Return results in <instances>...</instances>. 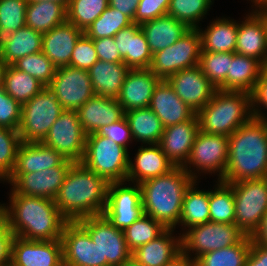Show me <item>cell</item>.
I'll return each mask as SVG.
<instances>
[{"label": "cell", "instance_id": "1f68e13d", "mask_svg": "<svg viewBox=\"0 0 267 266\" xmlns=\"http://www.w3.org/2000/svg\"><path fill=\"white\" fill-rule=\"evenodd\" d=\"M128 70L124 63L98 60L88 70L95 95L117 99Z\"/></svg>", "mask_w": 267, "mask_h": 266}, {"label": "cell", "instance_id": "bcb514c9", "mask_svg": "<svg viewBox=\"0 0 267 266\" xmlns=\"http://www.w3.org/2000/svg\"><path fill=\"white\" fill-rule=\"evenodd\" d=\"M213 0H170L167 15L186 23L190 28H198V23L206 15Z\"/></svg>", "mask_w": 267, "mask_h": 266}, {"label": "cell", "instance_id": "d4e9b609", "mask_svg": "<svg viewBox=\"0 0 267 266\" xmlns=\"http://www.w3.org/2000/svg\"><path fill=\"white\" fill-rule=\"evenodd\" d=\"M72 164L73 162L64 159L58 151L42 142H21L12 173H33Z\"/></svg>", "mask_w": 267, "mask_h": 266}, {"label": "cell", "instance_id": "ee69618b", "mask_svg": "<svg viewBox=\"0 0 267 266\" xmlns=\"http://www.w3.org/2000/svg\"><path fill=\"white\" fill-rule=\"evenodd\" d=\"M165 230L160 222L144 214L123 233L129 250L133 252L143 244L156 239Z\"/></svg>", "mask_w": 267, "mask_h": 266}, {"label": "cell", "instance_id": "74e56055", "mask_svg": "<svg viewBox=\"0 0 267 266\" xmlns=\"http://www.w3.org/2000/svg\"><path fill=\"white\" fill-rule=\"evenodd\" d=\"M251 249L250 236H246L241 242L205 253L198 257L195 266H245Z\"/></svg>", "mask_w": 267, "mask_h": 266}, {"label": "cell", "instance_id": "ab89813d", "mask_svg": "<svg viewBox=\"0 0 267 266\" xmlns=\"http://www.w3.org/2000/svg\"><path fill=\"white\" fill-rule=\"evenodd\" d=\"M217 188L209 191L210 221L235 223V200L233 188L229 183L218 181Z\"/></svg>", "mask_w": 267, "mask_h": 266}, {"label": "cell", "instance_id": "9a60e30c", "mask_svg": "<svg viewBox=\"0 0 267 266\" xmlns=\"http://www.w3.org/2000/svg\"><path fill=\"white\" fill-rule=\"evenodd\" d=\"M123 184L124 182L109 184L107 203L103 211L106 219L122 231L144 215L140 185L122 187Z\"/></svg>", "mask_w": 267, "mask_h": 266}, {"label": "cell", "instance_id": "cb8c5ba5", "mask_svg": "<svg viewBox=\"0 0 267 266\" xmlns=\"http://www.w3.org/2000/svg\"><path fill=\"white\" fill-rule=\"evenodd\" d=\"M149 108L161 120L164 128L186 122L196 114L177 96L166 80H161L155 87Z\"/></svg>", "mask_w": 267, "mask_h": 266}, {"label": "cell", "instance_id": "8fae6325", "mask_svg": "<svg viewBox=\"0 0 267 266\" xmlns=\"http://www.w3.org/2000/svg\"><path fill=\"white\" fill-rule=\"evenodd\" d=\"M101 251V266H121L132 257L124 233L114 227L106 217L95 215L78 219Z\"/></svg>", "mask_w": 267, "mask_h": 266}, {"label": "cell", "instance_id": "5bb4252c", "mask_svg": "<svg viewBox=\"0 0 267 266\" xmlns=\"http://www.w3.org/2000/svg\"><path fill=\"white\" fill-rule=\"evenodd\" d=\"M64 110H77L95 95L87 70L71 66L57 68L47 87Z\"/></svg>", "mask_w": 267, "mask_h": 266}, {"label": "cell", "instance_id": "603a6c76", "mask_svg": "<svg viewBox=\"0 0 267 266\" xmlns=\"http://www.w3.org/2000/svg\"><path fill=\"white\" fill-rule=\"evenodd\" d=\"M86 135L96 133L102 126L122 119L125 111L114 98L94 95L76 110Z\"/></svg>", "mask_w": 267, "mask_h": 266}, {"label": "cell", "instance_id": "6f0895ef", "mask_svg": "<svg viewBox=\"0 0 267 266\" xmlns=\"http://www.w3.org/2000/svg\"><path fill=\"white\" fill-rule=\"evenodd\" d=\"M140 0H109V6L119 10L134 23V16Z\"/></svg>", "mask_w": 267, "mask_h": 266}, {"label": "cell", "instance_id": "ac0fdd59", "mask_svg": "<svg viewBox=\"0 0 267 266\" xmlns=\"http://www.w3.org/2000/svg\"><path fill=\"white\" fill-rule=\"evenodd\" d=\"M166 81L196 114L211 100L217 90L198 65L180 70L169 76Z\"/></svg>", "mask_w": 267, "mask_h": 266}, {"label": "cell", "instance_id": "30bf717a", "mask_svg": "<svg viewBox=\"0 0 267 266\" xmlns=\"http://www.w3.org/2000/svg\"><path fill=\"white\" fill-rule=\"evenodd\" d=\"M229 184L235 200V224L250 236L267 212V177Z\"/></svg>", "mask_w": 267, "mask_h": 266}, {"label": "cell", "instance_id": "836d02e7", "mask_svg": "<svg viewBox=\"0 0 267 266\" xmlns=\"http://www.w3.org/2000/svg\"><path fill=\"white\" fill-rule=\"evenodd\" d=\"M211 23L205 31L198 27L201 36V51L235 52L238 22L223 18Z\"/></svg>", "mask_w": 267, "mask_h": 266}, {"label": "cell", "instance_id": "f907efd6", "mask_svg": "<svg viewBox=\"0 0 267 266\" xmlns=\"http://www.w3.org/2000/svg\"><path fill=\"white\" fill-rule=\"evenodd\" d=\"M22 105L0 87V127L18 130L21 123Z\"/></svg>", "mask_w": 267, "mask_h": 266}, {"label": "cell", "instance_id": "ffe728a7", "mask_svg": "<svg viewBox=\"0 0 267 266\" xmlns=\"http://www.w3.org/2000/svg\"><path fill=\"white\" fill-rule=\"evenodd\" d=\"M238 24L235 53L253 57L267 66V10H257Z\"/></svg>", "mask_w": 267, "mask_h": 266}, {"label": "cell", "instance_id": "5b68a950", "mask_svg": "<svg viewBox=\"0 0 267 266\" xmlns=\"http://www.w3.org/2000/svg\"><path fill=\"white\" fill-rule=\"evenodd\" d=\"M197 117L200 131L230 136L253 118L251 95L244 91L217 89Z\"/></svg>", "mask_w": 267, "mask_h": 266}, {"label": "cell", "instance_id": "6125c7cd", "mask_svg": "<svg viewBox=\"0 0 267 266\" xmlns=\"http://www.w3.org/2000/svg\"><path fill=\"white\" fill-rule=\"evenodd\" d=\"M164 266H195L194 260L182 252Z\"/></svg>", "mask_w": 267, "mask_h": 266}, {"label": "cell", "instance_id": "f1b7e54d", "mask_svg": "<svg viewBox=\"0 0 267 266\" xmlns=\"http://www.w3.org/2000/svg\"><path fill=\"white\" fill-rule=\"evenodd\" d=\"M172 232L173 229H166L156 239L133 251L132 257L143 266L166 265L181 253V236L171 237Z\"/></svg>", "mask_w": 267, "mask_h": 266}, {"label": "cell", "instance_id": "d6986e66", "mask_svg": "<svg viewBox=\"0 0 267 266\" xmlns=\"http://www.w3.org/2000/svg\"><path fill=\"white\" fill-rule=\"evenodd\" d=\"M62 263L61 239L35 241L13 237L10 266H60Z\"/></svg>", "mask_w": 267, "mask_h": 266}, {"label": "cell", "instance_id": "94428289", "mask_svg": "<svg viewBox=\"0 0 267 266\" xmlns=\"http://www.w3.org/2000/svg\"><path fill=\"white\" fill-rule=\"evenodd\" d=\"M11 243L12 239H0V266L11 264Z\"/></svg>", "mask_w": 267, "mask_h": 266}, {"label": "cell", "instance_id": "7bdbcfd3", "mask_svg": "<svg viewBox=\"0 0 267 266\" xmlns=\"http://www.w3.org/2000/svg\"><path fill=\"white\" fill-rule=\"evenodd\" d=\"M132 23L133 22L119 10L108 6L84 33L92 40L114 37L122 28H126Z\"/></svg>", "mask_w": 267, "mask_h": 266}, {"label": "cell", "instance_id": "4316f807", "mask_svg": "<svg viewBox=\"0 0 267 266\" xmlns=\"http://www.w3.org/2000/svg\"><path fill=\"white\" fill-rule=\"evenodd\" d=\"M83 33L66 21L43 34L42 52L57 68L69 66L75 44Z\"/></svg>", "mask_w": 267, "mask_h": 266}, {"label": "cell", "instance_id": "4dcf8cb0", "mask_svg": "<svg viewBox=\"0 0 267 266\" xmlns=\"http://www.w3.org/2000/svg\"><path fill=\"white\" fill-rule=\"evenodd\" d=\"M42 37L43 34L25 25L0 38V58L7 65H12L26 55L38 53L42 51Z\"/></svg>", "mask_w": 267, "mask_h": 266}, {"label": "cell", "instance_id": "7a4b0ae2", "mask_svg": "<svg viewBox=\"0 0 267 266\" xmlns=\"http://www.w3.org/2000/svg\"><path fill=\"white\" fill-rule=\"evenodd\" d=\"M11 192V204L5 207L9 230L14 236L35 241L61 239L68 220L60 213L54 200Z\"/></svg>", "mask_w": 267, "mask_h": 266}, {"label": "cell", "instance_id": "c3c4849f", "mask_svg": "<svg viewBox=\"0 0 267 266\" xmlns=\"http://www.w3.org/2000/svg\"><path fill=\"white\" fill-rule=\"evenodd\" d=\"M20 144L18 130L0 127V179L7 181L13 172Z\"/></svg>", "mask_w": 267, "mask_h": 266}, {"label": "cell", "instance_id": "277c9868", "mask_svg": "<svg viewBox=\"0 0 267 266\" xmlns=\"http://www.w3.org/2000/svg\"><path fill=\"white\" fill-rule=\"evenodd\" d=\"M193 181L183 167H174L167 174L141 182L144 214L166 229H174L179 224L185 191Z\"/></svg>", "mask_w": 267, "mask_h": 266}, {"label": "cell", "instance_id": "4fadbf2b", "mask_svg": "<svg viewBox=\"0 0 267 266\" xmlns=\"http://www.w3.org/2000/svg\"><path fill=\"white\" fill-rule=\"evenodd\" d=\"M229 136L208 134L199 131L193 143L190 156L183 166V169L194 180L195 173L187 166H193L203 172H219L218 180H222L228 163ZM189 169V170H188Z\"/></svg>", "mask_w": 267, "mask_h": 266}, {"label": "cell", "instance_id": "6da1fadb", "mask_svg": "<svg viewBox=\"0 0 267 266\" xmlns=\"http://www.w3.org/2000/svg\"><path fill=\"white\" fill-rule=\"evenodd\" d=\"M267 177V120L252 118L229 136L228 163L221 181Z\"/></svg>", "mask_w": 267, "mask_h": 266}, {"label": "cell", "instance_id": "7402d4cb", "mask_svg": "<svg viewBox=\"0 0 267 266\" xmlns=\"http://www.w3.org/2000/svg\"><path fill=\"white\" fill-rule=\"evenodd\" d=\"M160 81L149 68L129 69L117 101L125 112L148 108L154 89Z\"/></svg>", "mask_w": 267, "mask_h": 266}, {"label": "cell", "instance_id": "b9f144b4", "mask_svg": "<svg viewBox=\"0 0 267 266\" xmlns=\"http://www.w3.org/2000/svg\"><path fill=\"white\" fill-rule=\"evenodd\" d=\"M108 6L109 0H70L67 21L84 32Z\"/></svg>", "mask_w": 267, "mask_h": 266}, {"label": "cell", "instance_id": "e575fe53", "mask_svg": "<svg viewBox=\"0 0 267 266\" xmlns=\"http://www.w3.org/2000/svg\"><path fill=\"white\" fill-rule=\"evenodd\" d=\"M67 21V7L54 1L28 2L26 26L44 34Z\"/></svg>", "mask_w": 267, "mask_h": 266}, {"label": "cell", "instance_id": "680465c9", "mask_svg": "<svg viewBox=\"0 0 267 266\" xmlns=\"http://www.w3.org/2000/svg\"><path fill=\"white\" fill-rule=\"evenodd\" d=\"M251 242L267 247V212L262 216L258 227L250 235Z\"/></svg>", "mask_w": 267, "mask_h": 266}, {"label": "cell", "instance_id": "f35d334b", "mask_svg": "<svg viewBox=\"0 0 267 266\" xmlns=\"http://www.w3.org/2000/svg\"><path fill=\"white\" fill-rule=\"evenodd\" d=\"M3 88L9 96L22 105L45 87L28 73L7 65Z\"/></svg>", "mask_w": 267, "mask_h": 266}, {"label": "cell", "instance_id": "d590c367", "mask_svg": "<svg viewBox=\"0 0 267 266\" xmlns=\"http://www.w3.org/2000/svg\"><path fill=\"white\" fill-rule=\"evenodd\" d=\"M133 139L143 144H159L164 127L161 120L148 107L125 112Z\"/></svg>", "mask_w": 267, "mask_h": 266}, {"label": "cell", "instance_id": "f6af8a7d", "mask_svg": "<svg viewBox=\"0 0 267 266\" xmlns=\"http://www.w3.org/2000/svg\"><path fill=\"white\" fill-rule=\"evenodd\" d=\"M12 66L33 76L44 87L49 86L57 70V67L42 51L26 55Z\"/></svg>", "mask_w": 267, "mask_h": 266}, {"label": "cell", "instance_id": "db71d44e", "mask_svg": "<svg viewBox=\"0 0 267 266\" xmlns=\"http://www.w3.org/2000/svg\"><path fill=\"white\" fill-rule=\"evenodd\" d=\"M250 95L253 117L260 120H267V116H264L265 113L262 114L260 109L255 108V106L257 107L258 104H261L267 109V67L263 69Z\"/></svg>", "mask_w": 267, "mask_h": 266}, {"label": "cell", "instance_id": "9c48e42d", "mask_svg": "<svg viewBox=\"0 0 267 266\" xmlns=\"http://www.w3.org/2000/svg\"><path fill=\"white\" fill-rule=\"evenodd\" d=\"M201 53V36L198 28H191L173 45L152 54L149 69L161 80L176 72L198 65Z\"/></svg>", "mask_w": 267, "mask_h": 266}, {"label": "cell", "instance_id": "f546056e", "mask_svg": "<svg viewBox=\"0 0 267 266\" xmlns=\"http://www.w3.org/2000/svg\"><path fill=\"white\" fill-rule=\"evenodd\" d=\"M140 27L152 54L173 45L191 29L186 23L169 15L142 23Z\"/></svg>", "mask_w": 267, "mask_h": 266}, {"label": "cell", "instance_id": "e0dca14e", "mask_svg": "<svg viewBox=\"0 0 267 266\" xmlns=\"http://www.w3.org/2000/svg\"><path fill=\"white\" fill-rule=\"evenodd\" d=\"M71 166H55L33 173H11L10 182L15 193L54 200Z\"/></svg>", "mask_w": 267, "mask_h": 266}, {"label": "cell", "instance_id": "ba28073f", "mask_svg": "<svg viewBox=\"0 0 267 266\" xmlns=\"http://www.w3.org/2000/svg\"><path fill=\"white\" fill-rule=\"evenodd\" d=\"M181 235V252L195 251V261L201 255L241 242L247 235L235 223L206 222L187 229Z\"/></svg>", "mask_w": 267, "mask_h": 266}, {"label": "cell", "instance_id": "60d3db41", "mask_svg": "<svg viewBox=\"0 0 267 266\" xmlns=\"http://www.w3.org/2000/svg\"><path fill=\"white\" fill-rule=\"evenodd\" d=\"M233 53L201 51L198 66L209 82L217 89L225 91L227 77Z\"/></svg>", "mask_w": 267, "mask_h": 266}, {"label": "cell", "instance_id": "681fc988", "mask_svg": "<svg viewBox=\"0 0 267 266\" xmlns=\"http://www.w3.org/2000/svg\"><path fill=\"white\" fill-rule=\"evenodd\" d=\"M97 61L93 40L83 33L75 44L69 66L88 71Z\"/></svg>", "mask_w": 267, "mask_h": 266}, {"label": "cell", "instance_id": "52a82bcc", "mask_svg": "<svg viewBox=\"0 0 267 266\" xmlns=\"http://www.w3.org/2000/svg\"><path fill=\"white\" fill-rule=\"evenodd\" d=\"M63 111L53 93L47 87L43 88L31 100L22 104L18 129L21 142H42Z\"/></svg>", "mask_w": 267, "mask_h": 266}, {"label": "cell", "instance_id": "816d5d0a", "mask_svg": "<svg viewBox=\"0 0 267 266\" xmlns=\"http://www.w3.org/2000/svg\"><path fill=\"white\" fill-rule=\"evenodd\" d=\"M169 2L170 0H140L134 16V23L141 25L167 15Z\"/></svg>", "mask_w": 267, "mask_h": 266}, {"label": "cell", "instance_id": "03108f58", "mask_svg": "<svg viewBox=\"0 0 267 266\" xmlns=\"http://www.w3.org/2000/svg\"><path fill=\"white\" fill-rule=\"evenodd\" d=\"M121 266H143V265L138 263L133 257H131L129 260L125 261Z\"/></svg>", "mask_w": 267, "mask_h": 266}, {"label": "cell", "instance_id": "be15d7a7", "mask_svg": "<svg viewBox=\"0 0 267 266\" xmlns=\"http://www.w3.org/2000/svg\"><path fill=\"white\" fill-rule=\"evenodd\" d=\"M7 64L0 58V87H3Z\"/></svg>", "mask_w": 267, "mask_h": 266}, {"label": "cell", "instance_id": "83f0119b", "mask_svg": "<svg viewBox=\"0 0 267 266\" xmlns=\"http://www.w3.org/2000/svg\"><path fill=\"white\" fill-rule=\"evenodd\" d=\"M134 159V164L129 160L127 181L137 184L167 174L175 167L166 158L159 144H149L145 148L141 146Z\"/></svg>", "mask_w": 267, "mask_h": 266}, {"label": "cell", "instance_id": "44dd1931", "mask_svg": "<svg viewBox=\"0 0 267 266\" xmlns=\"http://www.w3.org/2000/svg\"><path fill=\"white\" fill-rule=\"evenodd\" d=\"M199 131L197 114L186 122L164 128L159 145L173 166L185 165Z\"/></svg>", "mask_w": 267, "mask_h": 266}, {"label": "cell", "instance_id": "11a10c76", "mask_svg": "<svg viewBox=\"0 0 267 266\" xmlns=\"http://www.w3.org/2000/svg\"><path fill=\"white\" fill-rule=\"evenodd\" d=\"M98 60L110 63H123L118 47L113 37L93 40Z\"/></svg>", "mask_w": 267, "mask_h": 266}, {"label": "cell", "instance_id": "e7e4bbea", "mask_svg": "<svg viewBox=\"0 0 267 266\" xmlns=\"http://www.w3.org/2000/svg\"><path fill=\"white\" fill-rule=\"evenodd\" d=\"M252 2L255 3L254 5L257 6V8L259 7L258 10H267V0H253Z\"/></svg>", "mask_w": 267, "mask_h": 266}, {"label": "cell", "instance_id": "3957f363", "mask_svg": "<svg viewBox=\"0 0 267 266\" xmlns=\"http://www.w3.org/2000/svg\"><path fill=\"white\" fill-rule=\"evenodd\" d=\"M109 184L81 162L73 163L54 202L68 221L102 215L107 203Z\"/></svg>", "mask_w": 267, "mask_h": 266}, {"label": "cell", "instance_id": "8d00e7d4", "mask_svg": "<svg viewBox=\"0 0 267 266\" xmlns=\"http://www.w3.org/2000/svg\"><path fill=\"white\" fill-rule=\"evenodd\" d=\"M196 180L186 189L179 223L191 228L210 221L209 191L195 189Z\"/></svg>", "mask_w": 267, "mask_h": 266}, {"label": "cell", "instance_id": "484cf974", "mask_svg": "<svg viewBox=\"0 0 267 266\" xmlns=\"http://www.w3.org/2000/svg\"><path fill=\"white\" fill-rule=\"evenodd\" d=\"M123 63L129 69L149 68L152 62L148 42L139 24L122 28L114 37Z\"/></svg>", "mask_w": 267, "mask_h": 266}, {"label": "cell", "instance_id": "d6a6232c", "mask_svg": "<svg viewBox=\"0 0 267 266\" xmlns=\"http://www.w3.org/2000/svg\"><path fill=\"white\" fill-rule=\"evenodd\" d=\"M265 66L257 59L233 52L225 79V91L251 93Z\"/></svg>", "mask_w": 267, "mask_h": 266}, {"label": "cell", "instance_id": "7c38bea8", "mask_svg": "<svg viewBox=\"0 0 267 266\" xmlns=\"http://www.w3.org/2000/svg\"><path fill=\"white\" fill-rule=\"evenodd\" d=\"M42 143L58 151L64 159L80 163L84 157L86 134L75 110H64Z\"/></svg>", "mask_w": 267, "mask_h": 266}, {"label": "cell", "instance_id": "7dc6e473", "mask_svg": "<svg viewBox=\"0 0 267 266\" xmlns=\"http://www.w3.org/2000/svg\"><path fill=\"white\" fill-rule=\"evenodd\" d=\"M28 0H0V38L26 25Z\"/></svg>", "mask_w": 267, "mask_h": 266}, {"label": "cell", "instance_id": "8992f818", "mask_svg": "<svg viewBox=\"0 0 267 266\" xmlns=\"http://www.w3.org/2000/svg\"><path fill=\"white\" fill-rule=\"evenodd\" d=\"M128 149L111 139L91 133L86 135L84 157L81 163L98 176L111 182L127 181Z\"/></svg>", "mask_w": 267, "mask_h": 266}, {"label": "cell", "instance_id": "f5cc1de1", "mask_svg": "<svg viewBox=\"0 0 267 266\" xmlns=\"http://www.w3.org/2000/svg\"><path fill=\"white\" fill-rule=\"evenodd\" d=\"M96 134L111 139L114 143L127 149L128 141L132 140V133L125 116L109 125L102 126Z\"/></svg>", "mask_w": 267, "mask_h": 266}, {"label": "cell", "instance_id": "9f6ffc18", "mask_svg": "<svg viewBox=\"0 0 267 266\" xmlns=\"http://www.w3.org/2000/svg\"><path fill=\"white\" fill-rule=\"evenodd\" d=\"M245 266H267V247L251 242Z\"/></svg>", "mask_w": 267, "mask_h": 266}, {"label": "cell", "instance_id": "003e7915", "mask_svg": "<svg viewBox=\"0 0 267 266\" xmlns=\"http://www.w3.org/2000/svg\"><path fill=\"white\" fill-rule=\"evenodd\" d=\"M44 1H54L61 4H64L66 7H68L70 0H28V2H44Z\"/></svg>", "mask_w": 267, "mask_h": 266}, {"label": "cell", "instance_id": "2e32d148", "mask_svg": "<svg viewBox=\"0 0 267 266\" xmlns=\"http://www.w3.org/2000/svg\"><path fill=\"white\" fill-rule=\"evenodd\" d=\"M61 242L66 266H101L99 247L77 221L65 224Z\"/></svg>", "mask_w": 267, "mask_h": 266}, {"label": "cell", "instance_id": "91938a15", "mask_svg": "<svg viewBox=\"0 0 267 266\" xmlns=\"http://www.w3.org/2000/svg\"><path fill=\"white\" fill-rule=\"evenodd\" d=\"M13 237L14 235L9 230V218L6 207L4 204H0V239H13Z\"/></svg>", "mask_w": 267, "mask_h": 266}]
</instances>
